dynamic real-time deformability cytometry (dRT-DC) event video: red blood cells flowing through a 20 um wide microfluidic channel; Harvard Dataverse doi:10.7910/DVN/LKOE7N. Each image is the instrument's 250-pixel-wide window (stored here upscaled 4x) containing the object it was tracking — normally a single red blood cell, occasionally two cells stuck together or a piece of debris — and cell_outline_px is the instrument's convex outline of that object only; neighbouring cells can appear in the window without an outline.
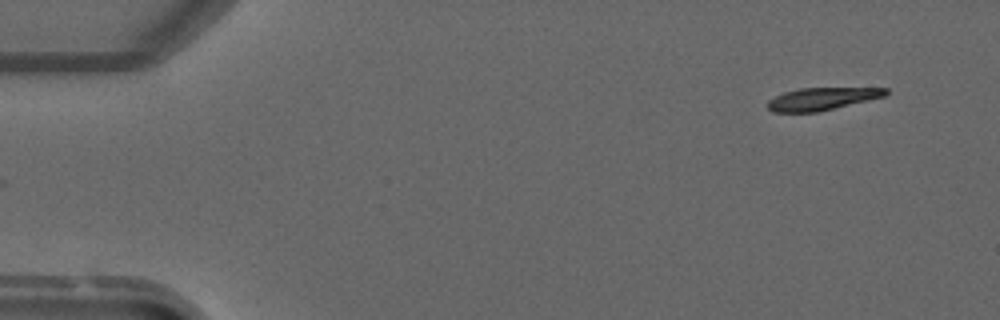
{"species": "common noctule bat (a hibernating species)", "species_latin": "Nyctalus noctula", "temperature_condition": "warm", "stored_images_in_passage": 2, "camera_frame_rate_fps": 3000, "um_per_image_px": 0.085, "animal": {"sex": "male", "forearm_length_mm": 52.5}, "frame": {"image": 1, "passage_image": 2, "time_ms": 1.0, "image_size_px": [1000, 320], "cell_outline_px": [[888, 92], [884, 96], [868, 100], [816, 112], [772, 112], [768, 108], [768, 100], [784, 92], [800, 88], [888, 88]], "centroid_in_image_um": [69.83, 8.4], "position_along_channel_um": 15.2, "area_um2": 15.2}}